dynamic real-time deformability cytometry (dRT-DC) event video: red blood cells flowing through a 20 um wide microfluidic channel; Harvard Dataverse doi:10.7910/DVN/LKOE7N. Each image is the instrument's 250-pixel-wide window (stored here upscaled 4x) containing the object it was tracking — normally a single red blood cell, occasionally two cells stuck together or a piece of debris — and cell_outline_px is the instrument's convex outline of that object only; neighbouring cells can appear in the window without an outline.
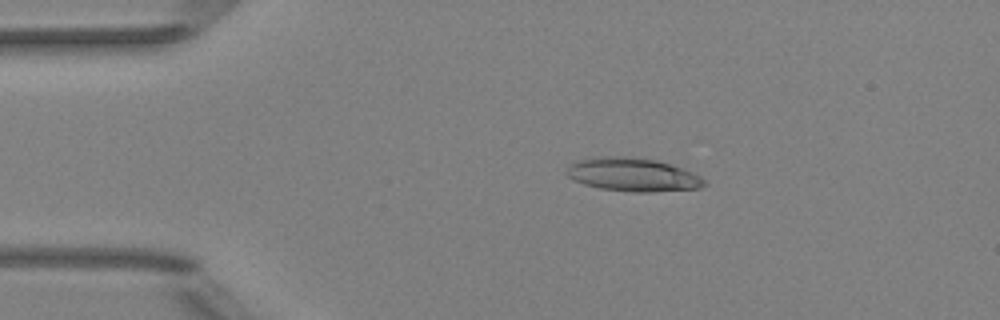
{"species": "Egyptian fruit bat (a non-hibernating species)", "species_latin": "Rousettus aegyptiacus", "temperature_condition": "room temperature", "stored_images_in_passage": 6, "camera_frame_rate_fps": 3000, "um_per_image_px": 0.085, "animal": {"sex": "female"}, "frame": {"image": 1, "passage_image": 3, "time_ms": 2.333, "image_size_px": [1000, 320], "cell_outline_px": [[708, 184], [700, 188], [648, 192], [632, 192], [600, 188], [584, 184], [572, 180], [564, 172], [572, 164], [580, 160], [596, 156], [628, 156], [656, 160], [692, 172], [700, 176]], "centroid_in_image_um": [53.77, 14.85], "position_along_channel_um": 31.2, "area_um2": 26.7}}
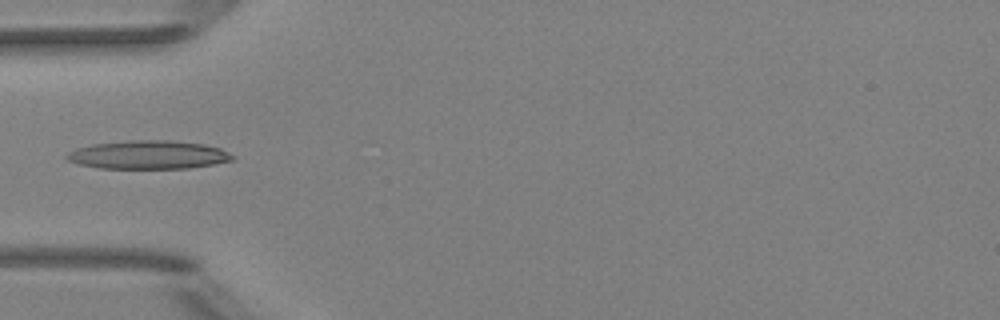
{"frame": {"image": 2, "passage_image": 5, "time_ms": 4.667, "image_size_px": [1000, 320], "cell_outline_px": [[236, 156], [232, 160], [212, 164], [188, 168], [100, 168], [80, 164], [68, 160], [64, 156], [68, 152], [76, 148], [92, 144], [128, 140], [168, 140], [204, 144], [220, 148]], "centroid_in_image_um": [12.6, 13.15], "position_along_channel_um": 72.4, "area_um2": 27.4}}
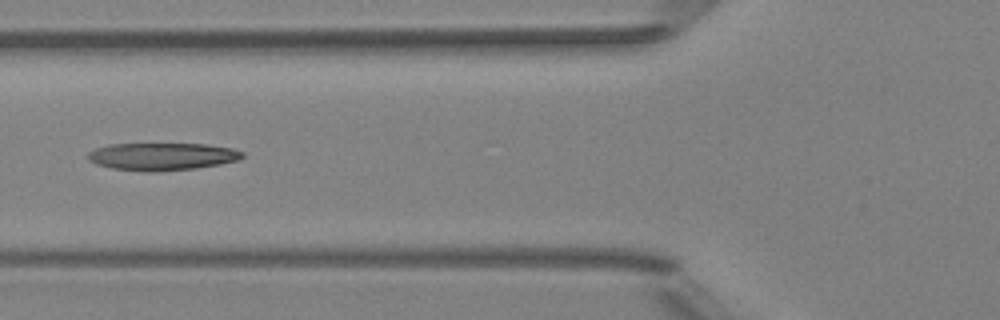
{"frame": {"image": 3, "passage_image": 6, "time_ms": 5.667, "image_size_px": [1000, 320], "cell_outline_px": [[244, 156], [236, 160], [220, 164], [196, 168], [152, 172], [112, 168], [96, 164], [88, 160], [88, 152], [96, 148], [108, 144], [208, 144], [232, 148], [244, 152]], "centroid_in_image_um": [13.77, 13.29], "position_along_channel_um": 112.0, "area_um2": 24.68}}